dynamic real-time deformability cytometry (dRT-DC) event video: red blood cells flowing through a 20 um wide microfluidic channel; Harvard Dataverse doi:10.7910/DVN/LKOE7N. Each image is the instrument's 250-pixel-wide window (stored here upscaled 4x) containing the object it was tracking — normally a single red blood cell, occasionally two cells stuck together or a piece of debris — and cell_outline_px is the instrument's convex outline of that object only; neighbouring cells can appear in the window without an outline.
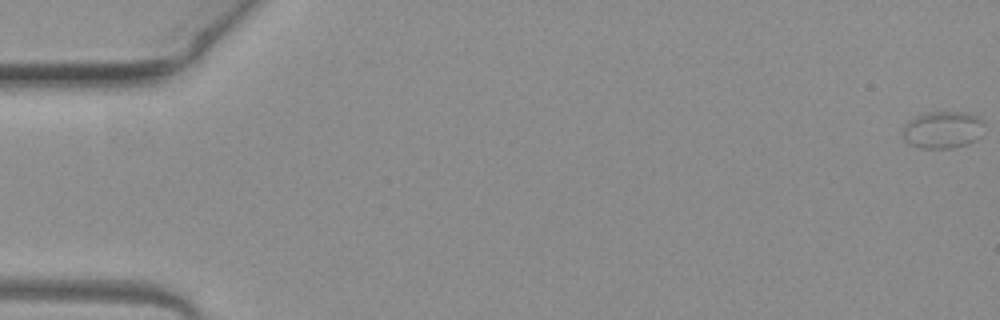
{"species": "common noctule bat (a hibernating species)", "species_latin": "Nyctalus noctula", "temperature_condition": "warm", "stored_images_in_passage": 43, "camera_frame_rate_fps": 3000, "um_per_image_px": 0.085, "animal": {"sex": "female", "body_mass_g": 19.3, "forearm_length_mm": 54.1}, "frame": {"image": 1, "passage_image": 1, "time_ms": 0.0, "image_size_px": [1000, 320], "cell_outline_px": [[984, 124], [980, 136], [976, 140], [968, 144], [952, 148], [924, 148], [912, 144], [904, 140], [900, 132], [904, 124], [916, 116], [928, 112], [968, 112], [984, 120]], "centroid_in_image_um": [80.13, 11.02], "position_along_channel_um": 4.9, "area_um2": 17.8}}
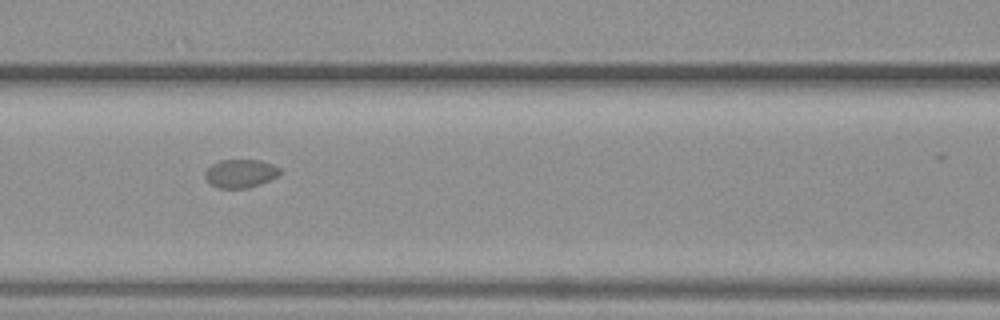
{"frame": {"image": 2, "passage_image": 24, "time_ms": 7.667, "image_size_px": [1000, 320], "cell_outline_px": [[280, 176], [260, 184], [248, 188], [220, 188], [212, 184], [204, 176], [204, 172], [212, 164], [220, 160], [260, 160], [272, 164], [280, 168]], "centroid_in_image_um": [20.47, 14.74], "position_along_channel_um": 146.1, "area_um2": 12.37}}
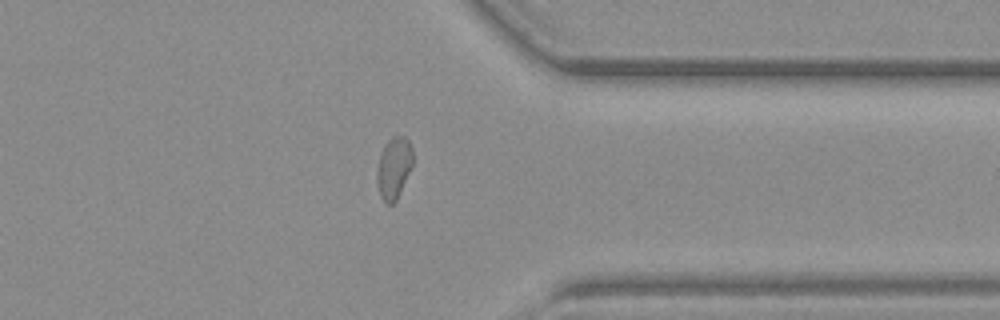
{"frame": {"image": 3, "passage_image": 42, "time_ms": 13.667, "image_size_px": [1000, 320], "cell_outline_px": [[412, 164], [396, 200], [392, 204], [384, 204], [380, 196], [376, 180], [376, 172], [380, 156], [384, 144], [392, 136], [404, 136], [408, 140], [412, 148]], "centroid_in_image_um": [33.45, 14.27], "position_along_channel_um": 378.0, "area_um2": 12.77}}